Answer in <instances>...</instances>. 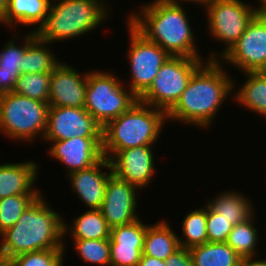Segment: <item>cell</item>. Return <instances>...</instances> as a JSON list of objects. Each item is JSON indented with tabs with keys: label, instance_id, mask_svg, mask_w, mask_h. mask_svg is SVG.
I'll return each instance as SVG.
<instances>
[{
	"label": "cell",
	"instance_id": "cell-1",
	"mask_svg": "<svg viewBox=\"0 0 266 266\" xmlns=\"http://www.w3.org/2000/svg\"><path fill=\"white\" fill-rule=\"evenodd\" d=\"M221 65L219 60H207L192 74L186 89L166 113L167 120L201 128L211 126L223 102L236 89Z\"/></svg>",
	"mask_w": 266,
	"mask_h": 266
},
{
	"label": "cell",
	"instance_id": "cell-2",
	"mask_svg": "<svg viewBox=\"0 0 266 266\" xmlns=\"http://www.w3.org/2000/svg\"><path fill=\"white\" fill-rule=\"evenodd\" d=\"M40 194L21 214L18 222L0 236V262L46 249H65L64 220Z\"/></svg>",
	"mask_w": 266,
	"mask_h": 266
},
{
	"label": "cell",
	"instance_id": "cell-3",
	"mask_svg": "<svg viewBox=\"0 0 266 266\" xmlns=\"http://www.w3.org/2000/svg\"><path fill=\"white\" fill-rule=\"evenodd\" d=\"M139 11L128 15L126 20L147 40L158 44L170 56L201 58L181 4L154 0L144 4Z\"/></svg>",
	"mask_w": 266,
	"mask_h": 266
},
{
	"label": "cell",
	"instance_id": "cell-4",
	"mask_svg": "<svg viewBox=\"0 0 266 266\" xmlns=\"http://www.w3.org/2000/svg\"><path fill=\"white\" fill-rule=\"evenodd\" d=\"M166 120L165 111L137 100L102 127L104 157L110 160L118 151L155 144Z\"/></svg>",
	"mask_w": 266,
	"mask_h": 266
},
{
	"label": "cell",
	"instance_id": "cell-5",
	"mask_svg": "<svg viewBox=\"0 0 266 266\" xmlns=\"http://www.w3.org/2000/svg\"><path fill=\"white\" fill-rule=\"evenodd\" d=\"M44 23L35 31L43 41L68 40L92 32L106 21L108 5L103 0H53Z\"/></svg>",
	"mask_w": 266,
	"mask_h": 266
},
{
	"label": "cell",
	"instance_id": "cell-6",
	"mask_svg": "<svg viewBox=\"0 0 266 266\" xmlns=\"http://www.w3.org/2000/svg\"><path fill=\"white\" fill-rule=\"evenodd\" d=\"M49 104L14 92L0 94V131L8 139L32 141L43 139ZM39 134V135H38Z\"/></svg>",
	"mask_w": 266,
	"mask_h": 266
},
{
	"label": "cell",
	"instance_id": "cell-7",
	"mask_svg": "<svg viewBox=\"0 0 266 266\" xmlns=\"http://www.w3.org/2000/svg\"><path fill=\"white\" fill-rule=\"evenodd\" d=\"M124 87L114 73L88 72L84 108L101 127L119 117L138 100Z\"/></svg>",
	"mask_w": 266,
	"mask_h": 266
},
{
	"label": "cell",
	"instance_id": "cell-8",
	"mask_svg": "<svg viewBox=\"0 0 266 266\" xmlns=\"http://www.w3.org/2000/svg\"><path fill=\"white\" fill-rule=\"evenodd\" d=\"M202 59L170 56L138 100L167 113L186 89L192 74L204 63Z\"/></svg>",
	"mask_w": 266,
	"mask_h": 266
},
{
	"label": "cell",
	"instance_id": "cell-9",
	"mask_svg": "<svg viewBox=\"0 0 266 266\" xmlns=\"http://www.w3.org/2000/svg\"><path fill=\"white\" fill-rule=\"evenodd\" d=\"M248 5L241 0H211L206 5L209 32L215 40L226 44L218 56L221 57L238 41L258 13V8Z\"/></svg>",
	"mask_w": 266,
	"mask_h": 266
},
{
	"label": "cell",
	"instance_id": "cell-10",
	"mask_svg": "<svg viewBox=\"0 0 266 266\" xmlns=\"http://www.w3.org/2000/svg\"><path fill=\"white\" fill-rule=\"evenodd\" d=\"M129 52L131 82L129 90L138 98L150 87L161 66L170 55L158 44L147 40L129 22Z\"/></svg>",
	"mask_w": 266,
	"mask_h": 266
},
{
	"label": "cell",
	"instance_id": "cell-11",
	"mask_svg": "<svg viewBox=\"0 0 266 266\" xmlns=\"http://www.w3.org/2000/svg\"><path fill=\"white\" fill-rule=\"evenodd\" d=\"M212 53L207 60L233 64L245 72H259L266 66V18L257 13L238 41L221 58Z\"/></svg>",
	"mask_w": 266,
	"mask_h": 266
},
{
	"label": "cell",
	"instance_id": "cell-12",
	"mask_svg": "<svg viewBox=\"0 0 266 266\" xmlns=\"http://www.w3.org/2000/svg\"><path fill=\"white\" fill-rule=\"evenodd\" d=\"M74 137H102V127L84 107L49 106L43 139L58 141Z\"/></svg>",
	"mask_w": 266,
	"mask_h": 266
},
{
	"label": "cell",
	"instance_id": "cell-13",
	"mask_svg": "<svg viewBox=\"0 0 266 266\" xmlns=\"http://www.w3.org/2000/svg\"><path fill=\"white\" fill-rule=\"evenodd\" d=\"M137 188L114 174L109 178L99 210L110 228L130 224L139 219L136 213Z\"/></svg>",
	"mask_w": 266,
	"mask_h": 266
},
{
	"label": "cell",
	"instance_id": "cell-14",
	"mask_svg": "<svg viewBox=\"0 0 266 266\" xmlns=\"http://www.w3.org/2000/svg\"><path fill=\"white\" fill-rule=\"evenodd\" d=\"M53 143L49 154L67 167V175L90 168L104 158L102 137H74Z\"/></svg>",
	"mask_w": 266,
	"mask_h": 266
},
{
	"label": "cell",
	"instance_id": "cell-15",
	"mask_svg": "<svg viewBox=\"0 0 266 266\" xmlns=\"http://www.w3.org/2000/svg\"><path fill=\"white\" fill-rule=\"evenodd\" d=\"M152 145L118 151L111 159L113 174L142 189L150 184L155 171Z\"/></svg>",
	"mask_w": 266,
	"mask_h": 266
},
{
	"label": "cell",
	"instance_id": "cell-16",
	"mask_svg": "<svg viewBox=\"0 0 266 266\" xmlns=\"http://www.w3.org/2000/svg\"><path fill=\"white\" fill-rule=\"evenodd\" d=\"M87 74L80 75L72 66L60 62L51 72L49 106L84 107Z\"/></svg>",
	"mask_w": 266,
	"mask_h": 266
},
{
	"label": "cell",
	"instance_id": "cell-17",
	"mask_svg": "<svg viewBox=\"0 0 266 266\" xmlns=\"http://www.w3.org/2000/svg\"><path fill=\"white\" fill-rule=\"evenodd\" d=\"M109 172H102L101 168ZM113 175L110 160L104 157L88 169L69 174L72 189L88 209H100L105 196L106 185Z\"/></svg>",
	"mask_w": 266,
	"mask_h": 266
},
{
	"label": "cell",
	"instance_id": "cell-18",
	"mask_svg": "<svg viewBox=\"0 0 266 266\" xmlns=\"http://www.w3.org/2000/svg\"><path fill=\"white\" fill-rule=\"evenodd\" d=\"M38 169V164L33 161L1 164L0 199L14 195H40L39 189L33 188Z\"/></svg>",
	"mask_w": 266,
	"mask_h": 266
},
{
	"label": "cell",
	"instance_id": "cell-19",
	"mask_svg": "<svg viewBox=\"0 0 266 266\" xmlns=\"http://www.w3.org/2000/svg\"><path fill=\"white\" fill-rule=\"evenodd\" d=\"M51 0H8L7 8L0 19L6 27L36 25L35 31L44 23L47 17ZM15 24V25H13Z\"/></svg>",
	"mask_w": 266,
	"mask_h": 266
},
{
	"label": "cell",
	"instance_id": "cell-20",
	"mask_svg": "<svg viewBox=\"0 0 266 266\" xmlns=\"http://www.w3.org/2000/svg\"><path fill=\"white\" fill-rule=\"evenodd\" d=\"M179 239L167 221L148 224L142 254L165 261L180 248Z\"/></svg>",
	"mask_w": 266,
	"mask_h": 266
},
{
	"label": "cell",
	"instance_id": "cell-21",
	"mask_svg": "<svg viewBox=\"0 0 266 266\" xmlns=\"http://www.w3.org/2000/svg\"><path fill=\"white\" fill-rule=\"evenodd\" d=\"M193 266H239L241 257L226 242H206L189 248Z\"/></svg>",
	"mask_w": 266,
	"mask_h": 266
},
{
	"label": "cell",
	"instance_id": "cell-22",
	"mask_svg": "<svg viewBox=\"0 0 266 266\" xmlns=\"http://www.w3.org/2000/svg\"><path fill=\"white\" fill-rule=\"evenodd\" d=\"M207 204L233 226L242 223L254 215L251 201L234 191L222 192Z\"/></svg>",
	"mask_w": 266,
	"mask_h": 266
},
{
	"label": "cell",
	"instance_id": "cell-23",
	"mask_svg": "<svg viewBox=\"0 0 266 266\" xmlns=\"http://www.w3.org/2000/svg\"><path fill=\"white\" fill-rule=\"evenodd\" d=\"M73 222L70 228V225L64 221V237L70 229L73 239H110L111 228L99 209H89L76 219L74 218Z\"/></svg>",
	"mask_w": 266,
	"mask_h": 266
},
{
	"label": "cell",
	"instance_id": "cell-24",
	"mask_svg": "<svg viewBox=\"0 0 266 266\" xmlns=\"http://www.w3.org/2000/svg\"><path fill=\"white\" fill-rule=\"evenodd\" d=\"M246 81L235 93L238 103L266 118V79L259 72H245Z\"/></svg>",
	"mask_w": 266,
	"mask_h": 266
},
{
	"label": "cell",
	"instance_id": "cell-25",
	"mask_svg": "<svg viewBox=\"0 0 266 266\" xmlns=\"http://www.w3.org/2000/svg\"><path fill=\"white\" fill-rule=\"evenodd\" d=\"M47 45V47H46ZM49 42L36 37L25 49L21 66V75L30 73L52 72L60 63L54 53L47 49Z\"/></svg>",
	"mask_w": 266,
	"mask_h": 266
},
{
	"label": "cell",
	"instance_id": "cell-26",
	"mask_svg": "<svg viewBox=\"0 0 266 266\" xmlns=\"http://www.w3.org/2000/svg\"><path fill=\"white\" fill-rule=\"evenodd\" d=\"M253 215L248 220L233 226L226 243L241 257H256L258 237L253 224Z\"/></svg>",
	"mask_w": 266,
	"mask_h": 266
},
{
	"label": "cell",
	"instance_id": "cell-27",
	"mask_svg": "<svg viewBox=\"0 0 266 266\" xmlns=\"http://www.w3.org/2000/svg\"><path fill=\"white\" fill-rule=\"evenodd\" d=\"M188 213L182 222L183 237L179 239L180 247L189 249L208 242L207 237V203Z\"/></svg>",
	"mask_w": 266,
	"mask_h": 266
},
{
	"label": "cell",
	"instance_id": "cell-28",
	"mask_svg": "<svg viewBox=\"0 0 266 266\" xmlns=\"http://www.w3.org/2000/svg\"><path fill=\"white\" fill-rule=\"evenodd\" d=\"M51 72L21 75L12 92L48 103Z\"/></svg>",
	"mask_w": 266,
	"mask_h": 266
},
{
	"label": "cell",
	"instance_id": "cell-29",
	"mask_svg": "<svg viewBox=\"0 0 266 266\" xmlns=\"http://www.w3.org/2000/svg\"><path fill=\"white\" fill-rule=\"evenodd\" d=\"M74 249L81 260L100 266H110L109 239H74Z\"/></svg>",
	"mask_w": 266,
	"mask_h": 266
},
{
	"label": "cell",
	"instance_id": "cell-30",
	"mask_svg": "<svg viewBox=\"0 0 266 266\" xmlns=\"http://www.w3.org/2000/svg\"><path fill=\"white\" fill-rule=\"evenodd\" d=\"M39 195H14L0 199V235L13 227Z\"/></svg>",
	"mask_w": 266,
	"mask_h": 266
},
{
	"label": "cell",
	"instance_id": "cell-31",
	"mask_svg": "<svg viewBox=\"0 0 266 266\" xmlns=\"http://www.w3.org/2000/svg\"><path fill=\"white\" fill-rule=\"evenodd\" d=\"M66 249L32 251L11 258L8 266H62Z\"/></svg>",
	"mask_w": 266,
	"mask_h": 266
},
{
	"label": "cell",
	"instance_id": "cell-32",
	"mask_svg": "<svg viewBox=\"0 0 266 266\" xmlns=\"http://www.w3.org/2000/svg\"><path fill=\"white\" fill-rule=\"evenodd\" d=\"M141 220L137 219L133 223L111 228L110 245L144 246L147 225Z\"/></svg>",
	"mask_w": 266,
	"mask_h": 266
},
{
	"label": "cell",
	"instance_id": "cell-33",
	"mask_svg": "<svg viewBox=\"0 0 266 266\" xmlns=\"http://www.w3.org/2000/svg\"><path fill=\"white\" fill-rule=\"evenodd\" d=\"M36 37L35 31L32 30L25 36L24 42L20 46L15 45L13 38L10 42L7 41L3 50L0 51V67L7 71H21L25 49Z\"/></svg>",
	"mask_w": 266,
	"mask_h": 266
},
{
	"label": "cell",
	"instance_id": "cell-34",
	"mask_svg": "<svg viewBox=\"0 0 266 266\" xmlns=\"http://www.w3.org/2000/svg\"><path fill=\"white\" fill-rule=\"evenodd\" d=\"M206 228L208 242H226L233 225L207 204Z\"/></svg>",
	"mask_w": 266,
	"mask_h": 266
},
{
	"label": "cell",
	"instance_id": "cell-35",
	"mask_svg": "<svg viewBox=\"0 0 266 266\" xmlns=\"http://www.w3.org/2000/svg\"><path fill=\"white\" fill-rule=\"evenodd\" d=\"M143 246L110 245V266H138Z\"/></svg>",
	"mask_w": 266,
	"mask_h": 266
},
{
	"label": "cell",
	"instance_id": "cell-36",
	"mask_svg": "<svg viewBox=\"0 0 266 266\" xmlns=\"http://www.w3.org/2000/svg\"><path fill=\"white\" fill-rule=\"evenodd\" d=\"M165 266H193L189 249L180 247L165 260Z\"/></svg>",
	"mask_w": 266,
	"mask_h": 266
},
{
	"label": "cell",
	"instance_id": "cell-37",
	"mask_svg": "<svg viewBox=\"0 0 266 266\" xmlns=\"http://www.w3.org/2000/svg\"><path fill=\"white\" fill-rule=\"evenodd\" d=\"M20 76L21 72L19 70L7 71L0 67V94L12 92Z\"/></svg>",
	"mask_w": 266,
	"mask_h": 266
},
{
	"label": "cell",
	"instance_id": "cell-38",
	"mask_svg": "<svg viewBox=\"0 0 266 266\" xmlns=\"http://www.w3.org/2000/svg\"><path fill=\"white\" fill-rule=\"evenodd\" d=\"M138 266H165V261L142 254Z\"/></svg>",
	"mask_w": 266,
	"mask_h": 266
},
{
	"label": "cell",
	"instance_id": "cell-39",
	"mask_svg": "<svg viewBox=\"0 0 266 266\" xmlns=\"http://www.w3.org/2000/svg\"><path fill=\"white\" fill-rule=\"evenodd\" d=\"M255 259L254 256L241 258L239 266H266V259Z\"/></svg>",
	"mask_w": 266,
	"mask_h": 266
},
{
	"label": "cell",
	"instance_id": "cell-40",
	"mask_svg": "<svg viewBox=\"0 0 266 266\" xmlns=\"http://www.w3.org/2000/svg\"><path fill=\"white\" fill-rule=\"evenodd\" d=\"M162 2L168 3V4H173V5H180V1L183 2H194V3H199L200 5H203V7H206V5L211 1V0H160Z\"/></svg>",
	"mask_w": 266,
	"mask_h": 266
},
{
	"label": "cell",
	"instance_id": "cell-41",
	"mask_svg": "<svg viewBox=\"0 0 266 266\" xmlns=\"http://www.w3.org/2000/svg\"><path fill=\"white\" fill-rule=\"evenodd\" d=\"M258 2H260V6L257 7L258 8V13L266 18V0H259Z\"/></svg>",
	"mask_w": 266,
	"mask_h": 266
},
{
	"label": "cell",
	"instance_id": "cell-42",
	"mask_svg": "<svg viewBox=\"0 0 266 266\" xmlns=\"http://www.w3.org/2000/svg\"><path fill=\"white\" fill-rule=\"evenodd\" d=\"M8 0H0V19L3 17L6 8H7Z\"/></svg>",
	"mask_w": 266,
	"mask_h": 266
},
{
	"label": "cell",
	"instance_id": "cell-43",
	"mask_svg": "<svg viewBox=\"0 0 266 266\" xmlns=\"http://www.w3.org/2000/svg\"><path fill=\"white\" fill-rule=\"evenodd\" d=\"M259 73L266 79V66L265 67H263L260 71H259Z\"/></svg>",
	"mask_w": 266,
	"mask_h": 266
},
{
	"label": "cell",
	"instance_id": "cell-44",
	"mask_svg": "<svg viewBox=\"0 0 266 266\" xmlns=\"http://www.w3.org/2000/svg\"><path fill=\"white\" fill-rule=\"evenodd\" d=\"M0 266H8L7 263L0 262Z\"/></svg>",
	"mask_w": 266,
	"mask_h": 266
}]
</instances>
